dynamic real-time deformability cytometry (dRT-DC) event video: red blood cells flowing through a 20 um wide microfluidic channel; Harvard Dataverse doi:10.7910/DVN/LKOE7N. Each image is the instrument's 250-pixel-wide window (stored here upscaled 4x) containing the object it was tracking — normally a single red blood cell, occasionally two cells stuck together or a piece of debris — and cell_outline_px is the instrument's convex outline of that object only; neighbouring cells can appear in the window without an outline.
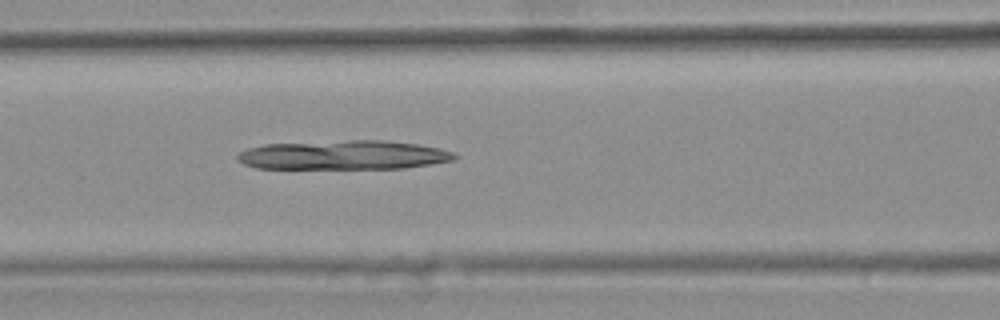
{"species": "common noctule bat (a hibernating species)", "species_latin": "Nyctalus noctula", "temperature_condition": "warm", "stored_images_in_passage": 36, "camera_frame_rate_fps": 3000, "um_per_image_px": 0.085, "animal": {"sex": "female", "body_mass_g": 25.1}, "frame": {"image": 1, "passage_image": 11, "time_ms": 3.333, "image_size_px": [1000, 320], "cell_outline_px": [[456, 156], [452, 160], [432, 164], [404, 168], [256, 168], [244, 164], [236, 160], [236, 156], [240, 152], [248, 148], [264, 144], [348, 140], [384, 140], [416, 144], [440, 148], [452, 152]], "centroid_in_image_um": [29.16, 13.17], "position_along_channel_um": 137.4, "area_um2": 36.76}}
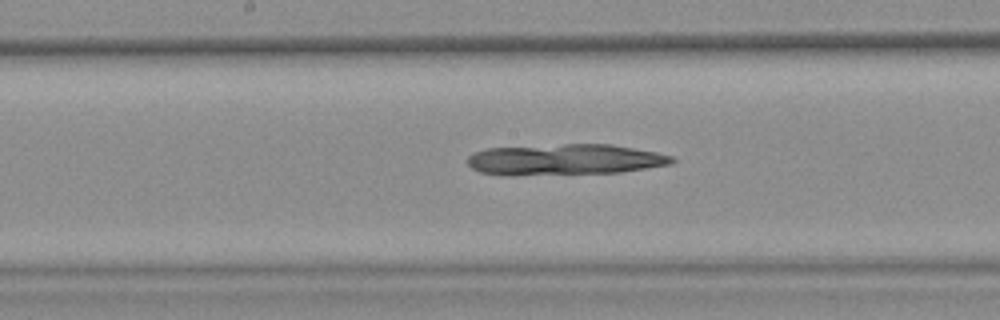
{"frame": {"image": 2, "passage_image": 16, "time_ms": 5.0, "image_size_px": [1000, 320], "cell_outline_px": [[676, 160], [672, 164], [620, 172], [504, 176], [500, 176], [480, 172], [472, 168], [468, 164], [468, 156], [472, 152], [488, 148], [564, 144], [612, 144], [656, 152], [672, 156]], "centroid_in_image_um": [47.97, 13.57], "position_along_channel_um": 200.2, "area_um2": 37.17}}